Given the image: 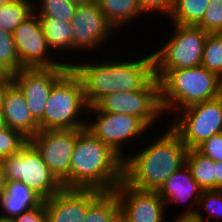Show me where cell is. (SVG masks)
<instances>
[{"instance_id": "d590c367", "label": "cell", "mask_w": 222, "mask_h": 222, "mask_svg": "<svg viewBox=\"0 0 222 222\" xmlns=\"http://www.w3.org/2000/svg\"><path fill=\"white\" fill-rule=\"evenodd\" d=\"M216 167V190H222V162H215Z\"/></svg>"}, {"instance_id": "74e56055", "label": "cell", "mask_w": 222, "mask_h": 222, "mask_svg": "<svg viewBox=\"0 0 222 222\" xmlns=\"http://www.w3.org/2000/svg\"><path fill=\"white\" fill-rule=\"evenodd\" d=\"M5 186H6V178L4 173V166L0 161V197L2 196V193L5 190Z\"/></svg>"}, {"instance_id": "7c38bea8", "label": "cell", "mask_w": 222, "mask_h": 222, "mask_svg": "<svg viewBox=\"0 0 222 222\" xmlns=\"http://www.w3.org/2000/svg\"><path fill=\"white\" fill-rule=\"evenodd\" d=\"M77 136L78 129L41 130L29 139L61 184L70 176Z\"/></svg>"}, {"instance_id": "d4e9b609", "label": "cell", "mask_w": 222, "mask_h": 222, "mask_svg": "<svg viewBox=\"0 0 222 222\" xmlns=\"http://www.w3.org/2000/svg\"><path fill=\"white\" fill-rule=\"evenodd\" d=\"M119 210L116 192L102 191L89 205L82 222H109Z\"/></svg>"}, {"instance_id": "44dd1931", "label": "cell", "mask_w": 222, "mask_h": 222, "mask_svg": "<svg viewBox=\"0 0 222 222\" xmlns=\"http://www.w3.org/2000/svg\"><path fill=\"white\" fill-rule=\"evenodd\" d=\"M97 3L107 21L118 33V29L126 24L130 25L137 17H144L138 0H97Z\"/></svg>"}, {"instance_id": "30bf717a", "label": "cell", "mask_w": 222, "mask_h": 222, "mask_svg": "<svg viewBox=\"0 0 222 222\" xmlns=\"http://www.w3.org/2000/svg\"><path fill=\"white\" fill-rule=\"evenodd\" d=\"M88 111L90 115L94 113V118L88 116L86 129L107 144L123 160L129 155L124 153L127 151L124 149L127 142L132 146V143H137L135 142L137 138L140 136L145 138V133L148 137L147 132L151 131L139 118L132 115L102 112L95 106L89 107Z\"/></svg>"}, {"instance_id": "1f68e13d", "label": "cell", "mask_w": 222, "mask_h": 222, "mask_svg": "<svg viewBox=\"0 0 222 222\" xmlns=\"http://www.w3.org/2000/svg\"><path fill=\"white\" fill-rule=\"evenodd\" d=\"M196 149L215 162H222V133L212 135Z\"/></svg>"}, {"instance_id": "4dcf8cb0", "label": "cell", "mask_w": 222, "mask_h": 222, "mask_svg": "<svg viewBox=\"0 0 222 222\" xmlns=\"http://www.w3.org/2000/svg\"><path fill=\"white\" fill-rule=\"evenodd\" d=\"M197 26L209 34L222 33V0H210L204 17Z\"/></svg>"}, {"instance_id": "4fadbf2b", "label": "cell", "mask_w": 222, "mask_h": 222, "mask_svg": "<svg viewBox=\"0 0 222 222\" xmlns=\"http://www.w3.org/2000/svg\"><path fill=\"white\" fill-rule=\"evenodd\" d=\"M71 68H23L12 74V82L23 93L27 107L38 122L44 114L45 106L54 84Z\"/></svg>"}, {"instance_id": "8992f818", "label": "cell", "mask_w": 222, "mask_h": 222, "mask_svg": "<svg viewBox=\"0 0 222 222\" xmlns=\"http://www.w3.org/2000/svg\"><path fill=\"white\" fill-rule=\"evenodd\" d=\"M171 24L174 31L170 39L160 40L163 47L152 52L154 74L158 79L171 69L200 66L204 44L209 34L198 26Z\"/></svg>"}, {"instance_id": "5b68a950", "label": "cell", "mask_w": 222, "mask_h": 222, "mask_svg": "<svg viewBox=\"0 0 222 222\" xmlns=\"http://www.w3.org/2000/svg\"><path fill=\"white\" fill-rule=\"evenodd\" d=\"M88 108L82 81L70 68L51 89L43 117L38 121L39 131L84 129L87 120L83 116L88 114Z\"/></svg>"}, {"instance_id": "f546056e", "label": "cell", "mask_w": 222, "mask_h": 222, "mask_svg": "<svg viewBox=\"0 0 222 222\" xmlns=\"http://www.w3.org/2000/svg\"><path fill=\"white\" fill-rule=\"evenodd\" d=\"M28 142L29 139L17 130L9 127L0 130V161L18 153Z\"/></svg>"}, {"instance_id": "60d3db41", "label": "cell", "mask_w": 222, "mask_h": 222, "mask_svg": "<svg viewBox=\"0 0 222 222\" xmlns=\"http://www.w3.org/2000/svg\"><path fill=\"white\" fill-rule=\"evenodd\" d=\"M72 3L76 4V5H82V4H88V3H92L95 2L97 0H69Z\"/></svg>"}, {"instance_id": "8fae6325", "label": "cell", "mask_w": 222, "mask_h": 222, "mask_svg": "<svg viewBox=\"0 0 222 222\" xmlns=\"http://www.w3.org/2000/svg\"><path fill=\"white\" fill-rule=\"evenodd\" d=\"M12 35L23 68L71 66L65 57L60 59L61 55L56 54L58 59H54L55 53L48 46L40 18L35 12L22 21Z\"/></svg>"}, {"instance_id": "7a4b0ae2", "label": "cell", "mask_w": 222, "mask_h": 222, "mask_svg": "<svg viewBox=\"0 0 222 222\" xmlns=\"http://www.w3.org/2000/svg\"><path fill=\"white\" fill-rule=\"evenodd\" d=\"M166 129L164 133L155 135L158 138H152L153 142L149 145L146 143L144 148L139 145V151L124 159L123 180L128 185L140 190L158 191L173 173L186 164L189 149L170 126Z\"/></svg>"}, {"instance_id": "f35d334b", "label": "cell", "mask_w": 222, "mask_h": 222, "mask_svg": "<svg viewBox=\"0 0 222 222\" xmlns=\"http://www.w3.org/2000/svg\"><path fill=\"white\" fill-rule=\"evenodd\" d=\"M109 222H128L126 216L121 212L119 209L113 217L110 219Z\"/></svg>"}, {"instance_id": "4316f807", "label": "cell", "mask_w": 222, "mask_h": 222, "mask_svg": "<svg viewBox=\"0 0 222 222\" xmlns=\"http://www.w3.org/2000/svg\"><path fill=\"white\" fill-rule=\"evenodd\" d=\"M201 65L222 79V33L208 34Z\"/></svg>"}, {"instance_id": "f1b7e54d", "label": "cell", "mask_w": 222, "mask_h": 222, "mask_svg": "<svg viewBox=\"0 0 222 222\" xmlns=\"http://www.w3.org/2000/svg\"><path fill=\"white\" fill-rule=\"evenodd\" d=\"M0 64L11 74L23 69L11 33L0 29Z\"/></svg>"}, {"instance_id": "484cf974", "label": "cell", "mask_w": 222, "mask_h": 222, "mask_svg": "<svg viewBox=\"0 0 222 222\" xmlns=\"http://www.w3.org/2000/svg\"><path fill=\"white\" fill-rule=\"evenodd\" d=\"M34 2L33 9L38 16L54 17L65 22H72L78 6L69 0H35Z\"/></svg>"}, {"instance_id": "5bb4252c", "label": "cell", "mask_w": 222, "mask_h": 222, "mask_svg": "<svg viewBox=\"0 0 222 222\" xmlns=\"http://www.w3.org/2000/svg\"><path fill=\"white\" fill-rule=\"evenodd\" d=\"M72 27V54L75 53L74 51L81 54L82 51L94 53L95 49L103 46L102 44H107L106 41L111 39L110 35L115 31L100 10L97 1L77 6Z\"/></svg>"}, {"instance_id": "ffe728a7", "label": "cell", "mask_w": 222, "mask_h": 222, "mask_svg": "<svg viewBox=\"0 0 222 222\" xmlns=\"http://www.w3.org/2000/svg\"><path fill=\"white\" fill-rule=\"evenodd\" d=\"M39 18L49 48L55 54L56 52L61 53V55L62 53L63 55L67 53L66 58L69 59L70 57H67L68 54H72V52H70L72 51L73 40L72 22H65L48 16H39Z\"/></svg>"}, {"instance_id": "277c9868", "label": "cell", "mask_w": 222, "mask_h": 222, "mask_svg": "<svg viewBox=\"0 0 222 222\" xmlns=\"http://www.w3.org/2000/svg\"><path fill=\"white\" fill-rule=\"evenodd\" d=\"M159 84L163 114H175L192 104L222 95V79L202 65L168 70L159 79Z\"/></svg>"}, {"instance_id": "ac0fdd59", "label": "cell", "mask_w": 222, "mask_h": 222, "mask_svg": "<svg viewBox=\"0 0 222 222\" xmlns=\"http://www.w3.org/2000/svg\"><path fill=\"white\" fill-rule=\"evenodd\" d=\"M1 111L7 127L21 132L28 139L39 131L38 122L31 115L23 93L13 82L5 89Z\"/></svg>"}, {"instance_id": "52a82bcc", "label": "cell", "mask_w": 222, "mask_h": 222, "mask_svg": "<svg viewBox=\"0 0 222 222\" xmlns=\"http://www.w3.org/2000/svg\"><path fill=\"white\" fill-rule=\"evenodd\" d=\"M6 181H21L43 201L58 193L62 184L44 163L40 153L28 142L18 153L1 160Z\"/></svg>"}, {"instance_id": "603a6c76", "label": "cell", "mask_w": 222, "mask_h": 222, "mask_svg": "<svg viewBox=\"0 0 222 222\" xmlns=\"http://www.w3.org/2000/svg\"><path fill=\"white\" fill-rule=\"evenodd\" d=\"M210 0H173L168 20L180 25L197 26L203 19Z\"/></svg>"}, {"instance_id": "e0dca14e", "label": "cell", "mask_w": 222, "mask_h": 222, "mask_svg": "<svg viewBox=\"0 0 222 222\" xmlns=\"http://www.w3.org/2000/svg\"><path fill=\"white\" fill-rule=\"evenodd\" d=\"M203 189L192 177L187 164L180 167L173 173L157 191L166 204L167 209L175 203H189L181 213H196L199 198ZM191 200V201H190ZM195 206V208H194ZM196 209V210H195Z\"/></svg>"}, {"instance_id": "6da1fadb", "label": "cell", "mask_w": 222, "mask_h": 222, "mask_svg": "<svg viewBox=\"0 0 222 222\" xmlns=\"http://www.w3.org/2000/svg\"><path fill=\"white\" fill-rule=\"evenodd\" d=\"M71 61L72 70L82 81L84 96L89 107L94 106L102 97L121 91H137L143 89L154 77V59L150 55L128 60H105L81 62L80 57ZM111 60V61H110ZM102 61V63H101Z\"/></svg>"}, {"instance_id": "d6986e66", "label": "cell", "mask_w": 222, "mask_h": 222, "mask_svg": "<svg viewBox=\"0 0 222 222\" xmlns=\"http://www.w3.org/2000/svg\"><path fill=\"white\" fill-rule=\"evenodd\" d=\"M43 200L21 181H6L0 197V218L12 220L30 209L39 206Z\"/></svg>"}, {"instance_id": "2e32d148", "label": "cell", "mask_w": 222, "mask_h": 222, "mask_svg": "<svg viewBox=\"0 0 222 222\" xmlns=\"http://www.w3.org/2000/svg\"><path fill=\"white\" fill-rule=\"evenodd\" d=\"M101 192L95 189L62 188L44 201L46 222H82L88 205Z\"/></svg>"}, {"instance_id": "ee69618b", "label": "cell", "mask_w": 222, "mask_h": 222, "mask_svg": "<svg viewBox=\"0 0 222 222\" xmlns=\"http://www.w3.org/2000/svg\"><path fill=\"white\" fill-rule=\"evenodd\" d=\"M0 222H12L11 220H6V219H1L0 218Z\"/></svg>"}, {"instance_id": "83f0119b", "label": "cell", "mask_w": 222, "mask_h": 222, "mask_svg": "<svg viewBox=\"0 0 222 222\" xmlns=\"http://www.w3.org/2000/svg\"><path fill=\"white\" fill-rule=\"evenodd\" d=\"M197 208H203V212H206L208 215L202 213V209L196 210L195 214L199 216L203 222L215 221V219L220 222L222 218V190H203Z\"/></svg>"}, {"instance_id": "7bdbcfd3", "label": "cell", "mask_w": 222, "mask_h": 222, "mask_svg": "<svg viewBox=\"0 0 222 222\" xmlns=\"http://www.w3.org/2000/svg\"><path fill=\"white\" fill-rule=\"evenodd\" d=\"M9 0H0V8L6 3L8 2Z\"/></svg>"}, {"instance_id": "ab89813d", "label": "cell", "mask_w": 222, "mask_h": 222, "mask_svg": "<svg viewBox=\"0 0 222 222\" xmlns=\"http://www.w3.org/2000/svg\"><path fill=\"white\" fill-rule=\"evenodd\" d=\"M11 82H0V109L2 106V100H3V95L5 92V89L7 88V86L10 84Z\"/></svg>"}, {"instance_id": "ba28073f", "label": "cell", "mask_w": 222, "mask_h": 222, "mask_svg": "<svg viewBox=\"0 0 222 222\" xmlns=\"http://www.w3.org/2000/svg\"><path fill=\"white\" fill-rule=\"evenodd\" d=\"M175 114L169 126L188 149H196L212 135L222 133V95L192 104Z\"/></svg>"}, {"instance_id": "9a60e30c", "label": "cell", "mask_w": 222, "mask_h": 222, "mask_svg": "<svg viewBox=\"0 0 222 222\" xmlns=\"http://www.w3.org/2000/svg\"><path fill=\"white\" fill-rule=\"evenodd\" d=\"M114 191L118 197L119 209L128 222H166V204L157 191L140 190L124 180Z\"/></svg>"}, {"instance_id": "d6a6232c", "label": "cell", "mask_w": 222, "mask_h": 222, "mask_svg": "<svg viewBox=\"0 0 222 222\" xmlns=\"http://www.w3.org/2000/svg\"><path fill=\"white\" fill-rule=\"evenodd\" d=\"M142 13L152 15L150 13L163 14L165 18L169 17L173 8V0H138ZM147 14V15H146Z\"/></svg>"}, {"instance_id": "7402d4cb", "label": "cell", "mask_w": 222, "mask_h": 222, "mask_svg": "<svg viewBox=\"0 0 222 222\" xmlns=\"http://www.w3.org/2000/svg\"><path fill=\"white\" fill-rule=\"evenodd\" d=\"M186 164L192 177L203 190H216L215 161L200 153L197 149H189Z\"/></svg>"}, {"instance_id": "e575fe53", "label": "cell", "mask_w": 222, "mask_h": 222, "mask_svg": "<svg viewBox=\"0 0 222 222\" xmlns=\"http://www.w3.org/2000/svg\"><path fill=\"white\" fill-rule=\"evenodd\" d=\"M171 222H203V221L195 213H180L175 219L173 217V220Z\"/></svg>"}, {"instance_id": "836d02e7", "label": "cell", "mask_w": 222, "mask_h": 222, "mask_svg": "<svg viewBox=\"0 0 222 222\" xmlns=\"http://www.w3.org/2000/svg\"><path fill=\"white\" fill-rule=\"evenodd\" d=\"M12 222H46V208L44 201L36 208L23 212L11 220Z\"/></svg>"}, {"instance_id": "3957f363", "label": "cell", "mask_w": 222, "mask_h": 222, "mask_svg": "<svg viewBox=\"0 0 222 222\" xmlns=\"http://www.w3.org/2000/svg\"><path fill=\"white\" fill-rule=\"evenodd\" d=\"M124 160L88 129H78L70 176L63 188L113 191L123 180Z\"/></svg>"}, {"instance_id": "9c48e42d", "label": "cell", "mask_w": 222, "mask_h": 222, "mask_svg": "<svg viewBox=\"0 0 222 222\" xmlns=\"http://www.w3.org/2000/svg\"><path fill=\"white\" fill-rule=\"evenodd\" d=\"M94 106L102 112L135 116L151 130L158 123L157 119L164 116L160 103L159 79L156 77L143 89L108 94Z\"/></svg>"}, {"instance_id": "b9f144b4", "label": "cell", "mask_w": 222, "mask_h": 222, "mask_svg": "<svg viewBox=\"0 0 222 222\" xmlns=\"http://www.w3.org/2000/svg\"><path fill=\"white\" fill-rule=\"evenodd\" d=\"M7 128L6 122H5V118L2 114V111L0 109V130Z\"/></svg>"}, {"instance_id": "8d00e7d4", "label": "cell", "mask_w": 222, "mask_h": 222, "mask_svg": "<svg viewBox=\"0 0 222 222\" xmlns=\"http://www.w3.org/2000/svg\"><path fill=\"white\" fill-rule=\"evenodd\" d=\"M0 82H12V74L0 64Z\"/></svg>"}, {"instance_id": "cb8c5ba5", "label": "cell", "mask_w": 222, "mask_h": 222, "mask_svg": "<svg viewBox=\"0 0 222 222\" xmlns=\"http://www.w3.org/2000/svg\"><path fill=\"white\" fill-rule=\"evenodd\" d=\"M34 0H9L0 8V29L13 33L33 12Z\"/></svg>"}]
</instances>
